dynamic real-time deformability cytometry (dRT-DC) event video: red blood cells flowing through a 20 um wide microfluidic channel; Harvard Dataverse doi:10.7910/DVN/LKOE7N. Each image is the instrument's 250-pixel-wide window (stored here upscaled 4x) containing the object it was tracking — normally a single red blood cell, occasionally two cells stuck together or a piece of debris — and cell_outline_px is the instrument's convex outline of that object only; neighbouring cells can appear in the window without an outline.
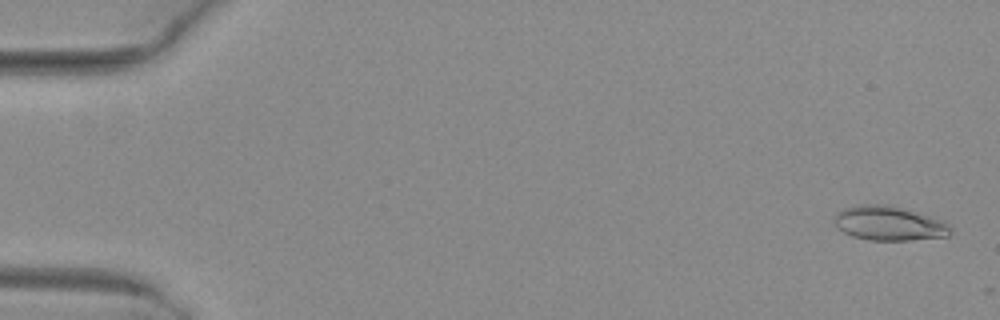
{"species": "common noctule bat (a hibernating species)", "species_latin": "Nyctalus noctula", "temperature_condition": "warm", "stored_images_in_passage": 10, "camera_frame_rate_fps": 3000, "um_per_image_px": 0.085, "animal": {"sex": "female", "body_mass_g": 29.2, "forearm_length_mm": 56.3}, "frame": {"image": 1, "passage_image": 2, "time_ms": 0.333, "image_size_px": [1000, 320], "cell_outline_px": [[952, 232], [948, 236], [908, 240], [868, 240], [852, 236], [844, 232], [836, 224], [836, 212], [844, 208], [864, 204], [884, 204], [900, 208], [944, 220], [952, 228]], "centroid_in_image_um": [75.6, 18.99], "position_along_channel_um": 9.4, "area_um2": 22.95}}